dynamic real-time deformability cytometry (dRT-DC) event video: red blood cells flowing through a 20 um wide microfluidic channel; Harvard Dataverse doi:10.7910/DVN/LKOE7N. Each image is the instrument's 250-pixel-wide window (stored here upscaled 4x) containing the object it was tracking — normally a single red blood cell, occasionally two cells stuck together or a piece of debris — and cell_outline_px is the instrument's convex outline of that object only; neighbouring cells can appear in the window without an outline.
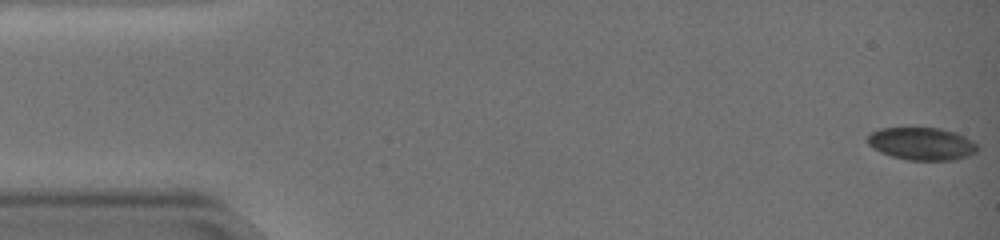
{"species": "common noctule bat (a hibernating species)", "species_latin": "Nyctalus noctula", "temperature_condition": "warm", "stored_images_in_passage": 59, "camera_frame_rate_fps": 3000, "um_per_image_px": 0.085, "animal": {"sex": "female", "body_mass_g": 19.0, "forearm_length_mm": 51.5}, "frame": {"image": 1, "passage_image": 1, "time_ms": 0.0, "image_size_px": [1000, 240], "cell_outline_px": [[980, 148], [976, 152], [968, 156], [952, 160], [908, 160], [892, 156], [880, 152], [872, 148], [868, 144], [868, 136], [872, 132], [880, 128], [940, 128], [956, 132], [972, 140]], "centroid_in_image_um": [78.37, 12.22], "position_along_channel_um": 6.6, "area_um2": 20.92}}
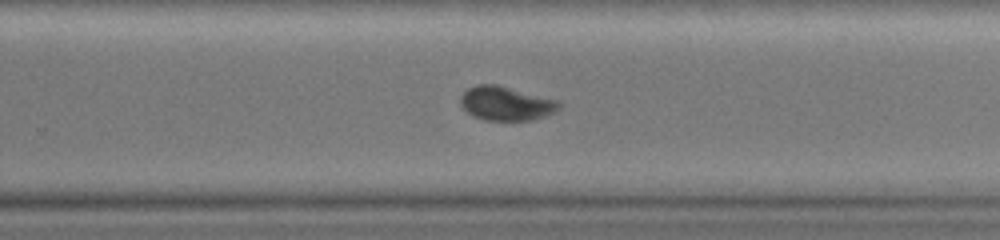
{"frame": {"image": 2, "passage_image": 39, "time_ms": 12.667, "image_size_px": [1000, 240], "cell_outline_px": [[564, 104], [556, 112], [532, 120], [484, 120], [472, 116], [460, 104], [460, 96], [468, 88], [476, 84], [496, 84], [560, 100]], "centroid_in_image_um": [43.05, 8.79], "position_along_channel_um": 286.7, "area_um2": 19.83}}
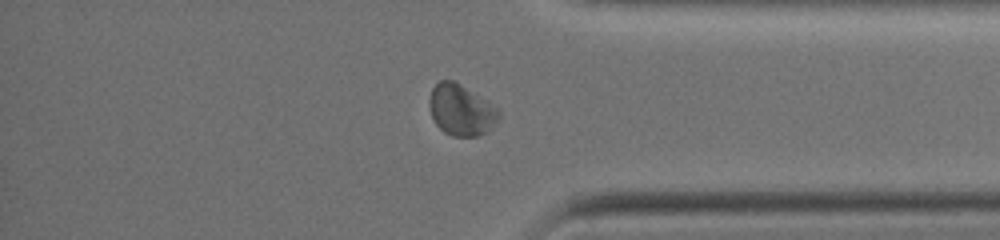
{"frame": {"image": 3, "passage_image": 49, "time_ms": 16.0, "image_size_px": [1000, 240], "cell_outline_px": [[500, 116], [496, 124], [488, 132], [476, 136], [452, 136], [444, 132], [436, 124], [432, 116], [428, 104], [428, 100], [432, 88], [440, 80], [452, 80], [460, 84], [488, 100], [500, 112]], "centroid_in_image_um": [39.2, 9.35], "position_along_channel_um": 396.0, "area_um2": 20.81}, "authors_computed_cell_mechanics": {"area_um2": 20.5768, "velocity_mm_per_s": 3.3255, "shape_relaxation_time_tau1_ms": 4.6545, "shape_relaxation_time_tau2_ms": 1.5426, "deformation_change_tau1": 0.1292, "deformation_change_tau2": 0.0437}}